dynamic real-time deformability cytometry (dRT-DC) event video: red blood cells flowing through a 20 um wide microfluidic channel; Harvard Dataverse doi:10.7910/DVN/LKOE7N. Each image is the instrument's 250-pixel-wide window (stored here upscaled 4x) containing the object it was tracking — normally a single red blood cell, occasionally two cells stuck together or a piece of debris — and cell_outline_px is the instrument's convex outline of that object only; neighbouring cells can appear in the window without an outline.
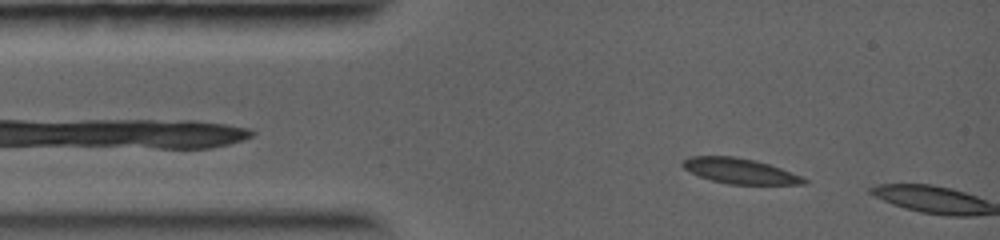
{"species": "common noctule bat (a hibernating species)", "species_latin": "Nyctalus noctula", "temperature_condition": "warm", "stored_images_in_passage": 4, "camera_frame_rate_fps": 5000, "um_per_image_px": 0.085, "animal": {"sex": "female", "body_mass_g": 19.0, "forearm_length_mm": 56.7}, "frame": {"image": 1, "passage_image": 3, "time_ms": 1.0, "image_size_px": [1000, 240], "cell_outline_px": [[808, 184], [728, 184], [712, 180], [700, 176], [684, 168], [680, 164], [680, 160], [688, 156], [732, 156], [756, 160], [780, 168], [800, 176], [808, 180]], "centroid_in_image_um": [62.84, 14.52], "position_along_channel_um": 22.2, "area_um2": 17.8}}